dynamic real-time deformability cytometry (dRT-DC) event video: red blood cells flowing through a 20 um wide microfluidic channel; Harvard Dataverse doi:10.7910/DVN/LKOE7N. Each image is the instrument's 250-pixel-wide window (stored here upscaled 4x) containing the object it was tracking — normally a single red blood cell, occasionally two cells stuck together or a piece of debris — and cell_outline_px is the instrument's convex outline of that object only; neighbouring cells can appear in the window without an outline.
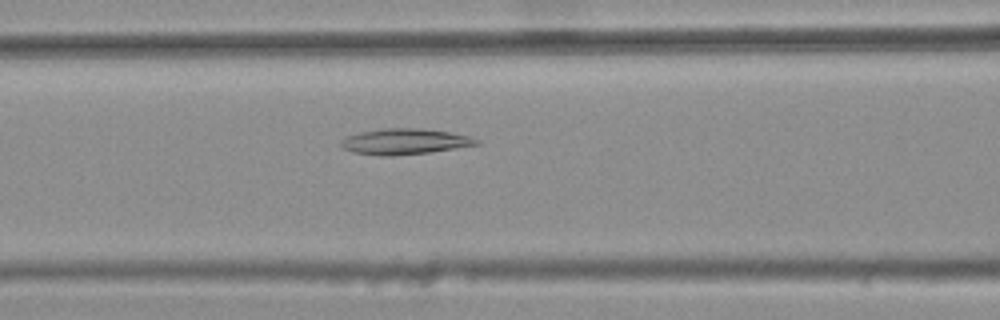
{"species": "common noctule bat (a hibernating species)", "species_latin": "Nyctalus noctula", "temperature_condition": "warm", "stored_images_in_passage": 40, "camera_frame_rate_fps": 3000, "um_per_image_px": 0.085, "animal": {"sex": "female", "body_mass_g": 25.1}, "frame": {"image": 1, "passage_image": 13, "time_ms": 4.0, "image_size_px": [1000, 320], "cell_outline_px": [[480, 144], [428, 152], [388, 156], [384, 156], [352, 152], [344, 148], [340, 144], [340, 140], [344, 136], [360, 132], [384, 128], [420, 128], [448, 132], [468, 136], [480, 140]], "centroid_in_image_um": [34.35, 12.02], "position_along_channel_um": 132.3, "area_um2": 20.17}}
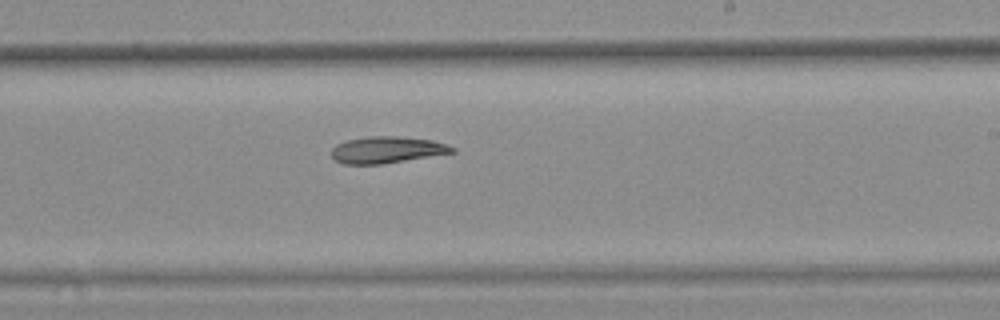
{"frame": {"image": 2, "passage_image": 23, "time_ms": 7.333, "image_size_px": [1000, 320], "cell_outline_px": [[456, 152], [380, 164], [344, 164], [336, 160], [332, 156], [332, 148], [336, 144], [348, 140], [368, 136], [396, 136], [432, 140], [456, 148]], "centroid_in_image_um": [32.88, 12.73], "position_along_channel_um": 256.1, "area_um2": 18.5}}
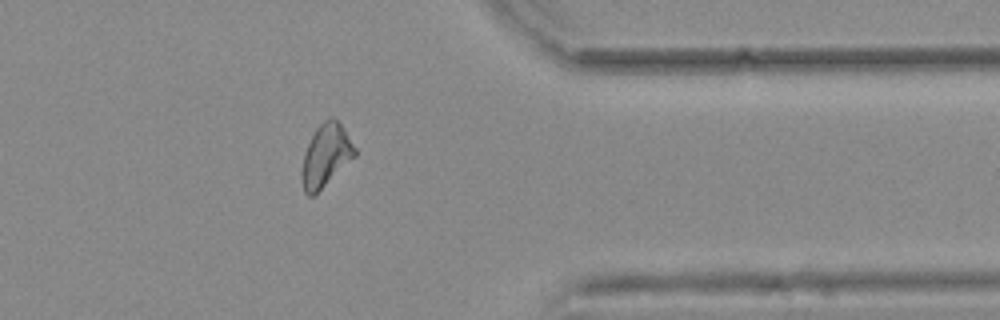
{"frame": {"image": 3, "passage_image": 34, "time_ms": 11.0, "image_size_px": [1000, 320], "cell_outline_px": [[356, 156], [312, 196], [308, 196], [304, 192], [304, 152], [316, 128], [324, 120], [332, 116], [340, 124], [356, 148]], "centroid_in_image_um": [27.73, 13.17], "position_along_channel_um": 383.7, "area_um2": 18.44}}